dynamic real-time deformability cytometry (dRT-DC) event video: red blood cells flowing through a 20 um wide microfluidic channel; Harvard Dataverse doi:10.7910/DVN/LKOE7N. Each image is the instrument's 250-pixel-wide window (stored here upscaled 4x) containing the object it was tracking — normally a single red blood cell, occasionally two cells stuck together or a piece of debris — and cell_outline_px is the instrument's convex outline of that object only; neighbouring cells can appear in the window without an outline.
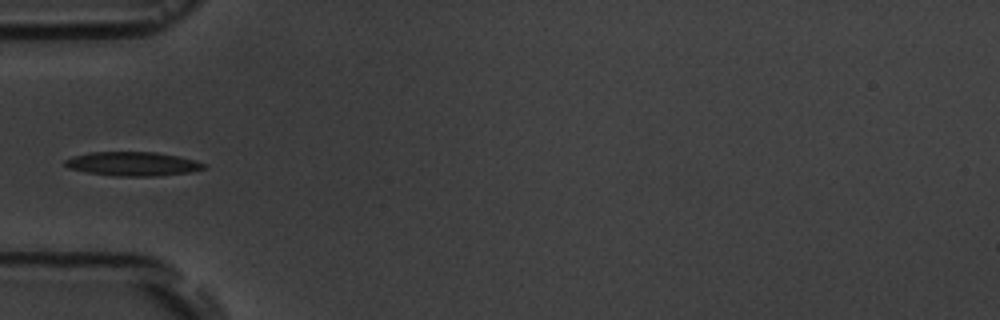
{"species": "common noctule bat (a hibernating species)", "species_latin": "Nyctalus noctula", "temperature_condition": "room temperature", "stored_images_in_passage": 5, "camera_frame_rate_fps": 3000, "um_per_image_px": 0.085, "animal": {"sex": "male", "body_mass_g": 19.5, "forearm_length_mm": 54.6}, "frame": {"image": 1, "passage_image": 5, "time_ms": 4.333, "image_size_px": [1000, 320], "cell_outline_px": [[208, 168], [188, 172], [160, 176], [116, 176], [88, 172], [68, 168], [64, 164], [64, 160], [72, 156], [88, 152], [156, 152], [196, 160], [208, 164]], "centroid_in_image_um": [11.3, 13.92], "position_along_channel_um": 73.7, "area_um2": 19.54}}